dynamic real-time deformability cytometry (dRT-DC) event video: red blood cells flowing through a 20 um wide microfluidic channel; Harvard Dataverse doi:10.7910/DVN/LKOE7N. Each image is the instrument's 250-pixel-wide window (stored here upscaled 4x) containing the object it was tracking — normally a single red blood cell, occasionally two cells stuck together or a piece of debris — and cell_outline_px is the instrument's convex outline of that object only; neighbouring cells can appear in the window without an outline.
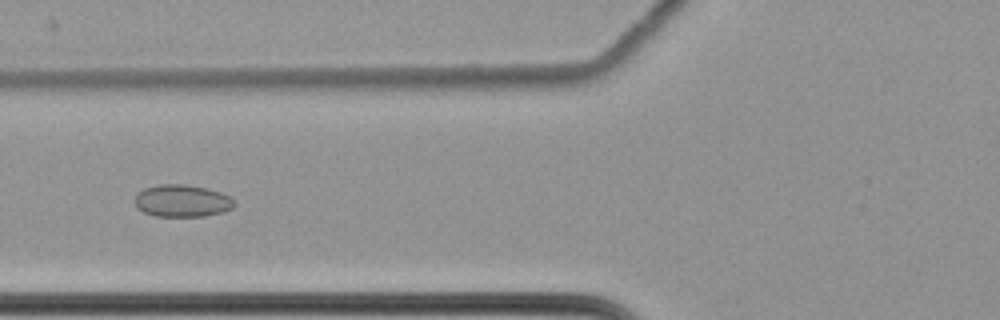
{"species": "common noctule bat (a hibernating species)", "species_latin": "Nyctalus noctula", "temperature_condition": "cold", "stored_images_in_passage": 48, "camera_frame_rate_fps": 3000, "um_per_image_px": 0.085, "animal": {"sex": "female", "body_mass_g": 22.7, "forearm_length_mm": 54.2}, "frame": {"image": 1, "passage_image": 13, "time_ms": 4.0, "image_size_px": [1000, 320], "cell_outline_px": [[236, 204], [232, 208], [224, 212], [204, 216], [156, 216], [144, 212], [136, 208], [132, 200], [144, 188], [160, 184], [184, 184], [208, 188], [220, 192], [236, 200]], "centroid_in_image_um": [15.48, 17.07], "position_along_channel_um": 110.3, "area_um2": 18.9}}
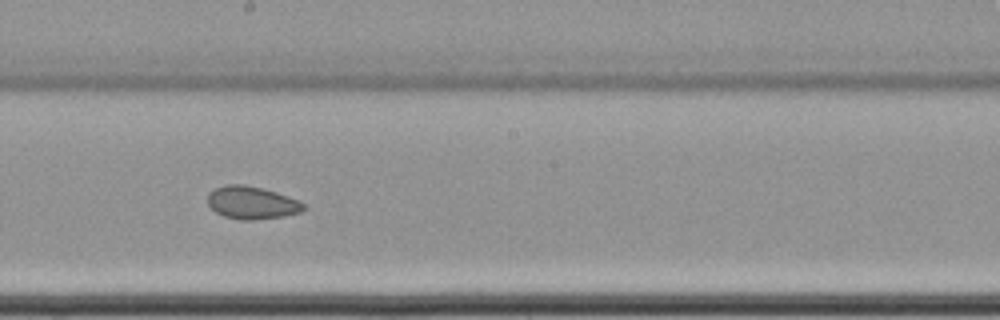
{"frame": {"image": 2, "passage_image": 23, "time_ms": 7.333, "image_size_px": [1000, 320], "cell_outline_px": [[308, 208], [300, 212], [284, 216], [252, 220], [244, 220], [224, 216], [216, 212], [208, 204], [208, 192], [216, 188], [228, 184], [244, 184], [264, 188], [276, 192], [296, 200], [304, 204]], "centroid_in_image_um": [21.4, 17.22], "position_along_channel_um": 226.8, "area_um2": 18.21}}
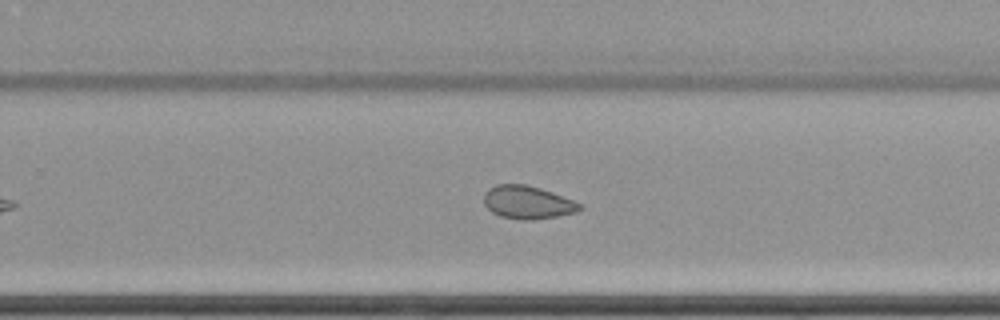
{"frame": {"image": 3, "passage_image": 28, "time_ms": 9.0, "image_size_px": [1000, 320], "cell_outline_px": [[584, 208], [576, 212], [556, 216], [532, 220], [520, 220], [500, 216], [492, 212], [484, 204], [484, 196], [488, 188], [496, 184], [524, 184], [540, 188], [552, 192], [572, 200], [580, 204]], "centroid_in_image_um": [44.82, 17.2], "position_along_channel_um": 285.0, "area_um2": 18.38}, "authors_computed_cell_mechanics": {"area_um2": 19.2763, "velocity_mm_per_s": 3.4939, "shape_relaxation_time_tau1_ms": null, "shape_relaxation_time_tau2_ms": 5.7598, "deformation_change_tau1": null, "deformation_change_tau2": 0.0898}}